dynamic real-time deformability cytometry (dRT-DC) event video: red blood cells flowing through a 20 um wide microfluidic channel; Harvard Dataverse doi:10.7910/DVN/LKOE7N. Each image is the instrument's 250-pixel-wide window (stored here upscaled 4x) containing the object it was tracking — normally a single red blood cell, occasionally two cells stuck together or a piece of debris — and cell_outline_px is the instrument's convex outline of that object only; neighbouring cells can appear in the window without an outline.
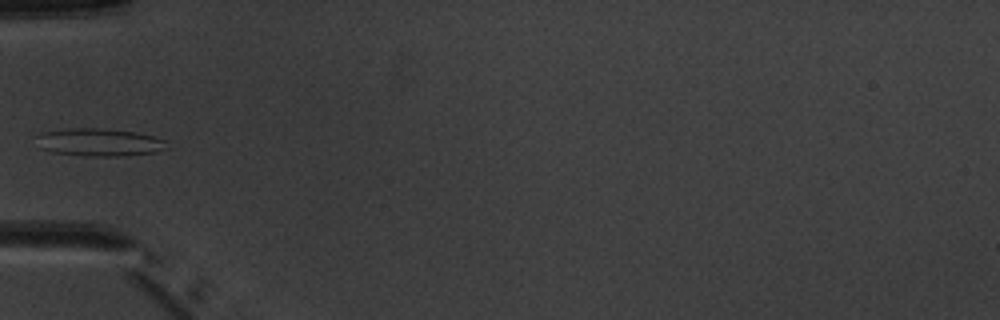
{"species": "common noctule bat (a hibernating species)", "species_latin": "Nyctalus noctula", "temperature_condition": "warm", "stored_images_in_passage": 6, "camera_frame_rate_fps": 3000, "um_per_image_px": 0.085, "animal": {"sex": "male", "body_mass_g": 20.1, "forearm_length_mm": 53.5}, "frame": {"image": 1, "passage_image": 6, "time_ms": 6.0, "image_size_px": [1000, 320], "cell_outline_px": [[164, 148], [156, 152], [120, 156], [84, 156], [52, 152], [40, 148], [36, 136], [40, 132], [64, 128], [100, 128], [136, 132], [152, 136], [164, 140]], "centroid_in_image_um": [8.34, 12.08], "position_along_channel_um": 76.7, "area_um2": 21.04}}